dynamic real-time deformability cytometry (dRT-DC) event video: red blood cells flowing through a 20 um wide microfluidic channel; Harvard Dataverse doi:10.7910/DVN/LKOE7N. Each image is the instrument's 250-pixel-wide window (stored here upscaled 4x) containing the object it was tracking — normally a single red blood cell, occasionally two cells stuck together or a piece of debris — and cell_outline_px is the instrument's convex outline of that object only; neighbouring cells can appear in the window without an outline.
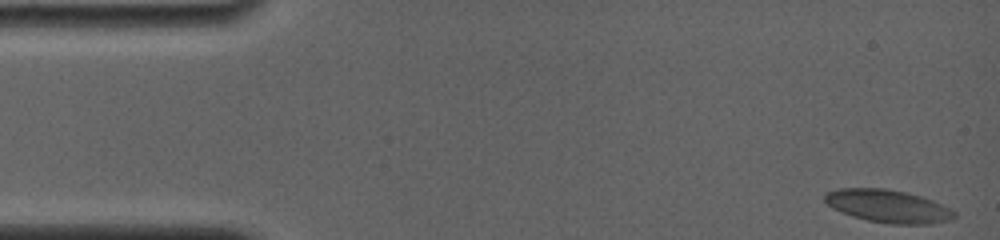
{"species": "common noctule bat (a hibernating species)", "species_latin": "Nyctalus noctula", "temperature_condition": "room temperature", "stored_images_in_passage": 25, "camera_frame_rate_fps": 4000, "um_per_image_px": 0.085, "animal": {"sex": "female", "body_mass_g": 19.0, "forearm_length_mm": 56.7}, "frame": {"image": 1, "passage_image": 1, "time_ms": 0.0, "image_size_px": [1000, 240], "cell_outline_px": [[956, 216], [952, 220], [932, 224], [892, 224], [868, 220], [852, 216], [832, 208], [824, 200], [824, 196], [828, 192], [840, 188], [884, 188], [904, 192], [920, 196], [932, 200], [956, 212]], "centroid_in_image_um": [75.5, 17.53], "position_along_channel_um": 9.5, "area_um2": 24.62}}
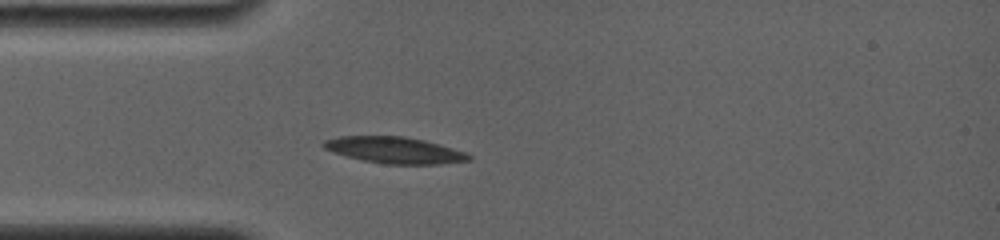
{"frame": {"image": 2, "passage_image": 20, "time_ms": 4.0, "image_size_px": [1000, 240], "cell_outline_px": [[472, 160], [440, 164], [384, 164], [364, 160], [332, 152], [324, 148], [320, 144], [324, 140], [340, 136], [404, 136], [424, 140], [468, 152], [472, 156]], "centroid_in_image_um": [33.57, 12.76], "position_along_channel_um": 51.4, "area_um2": 22.43}}